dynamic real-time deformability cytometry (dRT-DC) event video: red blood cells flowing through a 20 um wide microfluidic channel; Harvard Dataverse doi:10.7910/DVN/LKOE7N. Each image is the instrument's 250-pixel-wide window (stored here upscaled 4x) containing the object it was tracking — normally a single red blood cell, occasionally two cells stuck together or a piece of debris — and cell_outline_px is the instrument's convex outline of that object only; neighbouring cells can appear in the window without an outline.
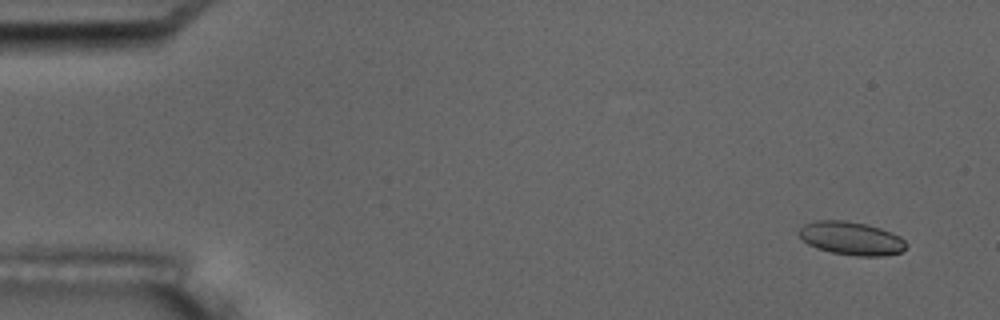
{"species": "common noctule bat (a hibernating species)", "species_latin": "Nyctalus noctula", "temperature_condition": "room temperature", "stored_images_in_passage": 5, "camera_frame_rate_fps": 3000, "um_per_image_px": 0.085, "animal": {"sex": "male", "body_mass_g": 17.5, "forearm_length_mm": 52.3}, "frame": {"image": 1, "passage_image": 1, "time_ms": 0.0, "image_size_px": [1000, 320], "cell_outline_px": [[904, 248], [900, 252], [884, 256], [856, 256], [832, 252], [816, 248], [808, 244], [796, 232], [804, 224], [816, 220], [848, 220], [868, 224], [880, 228], [900, 236], [904, 240]], "centroid_in_image_um": [72.32, 20.24], "position_along_channel_um": 12.7, "area_um2": 20.81}}